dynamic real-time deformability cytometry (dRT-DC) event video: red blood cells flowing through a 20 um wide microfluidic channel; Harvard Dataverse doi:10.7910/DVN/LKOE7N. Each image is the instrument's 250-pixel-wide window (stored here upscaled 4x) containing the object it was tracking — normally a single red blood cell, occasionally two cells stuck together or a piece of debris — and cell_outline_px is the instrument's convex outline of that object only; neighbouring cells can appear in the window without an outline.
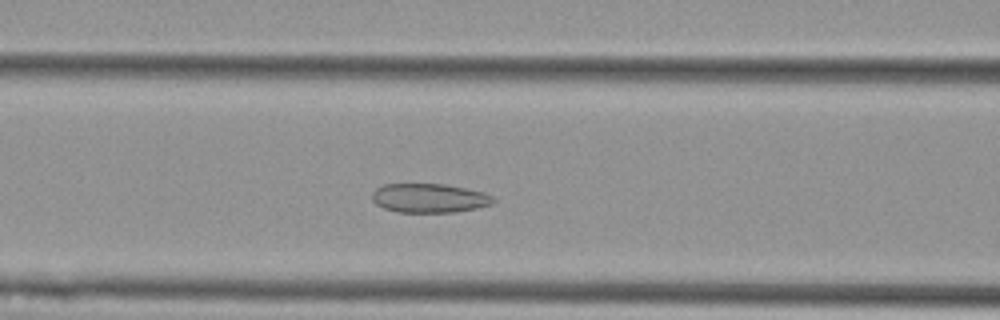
{"species": "Egyptian fruit bat (a non-hibernating species)", "species_latin": "Rousettus aegyptiacus", "temperature_condition": "cold", "stored_images_in_passage": 42, "camera_frame_rate_fps": 3000, "um_per_image_px": 0.085, "animal": {"sex": "female"}, "frame": {"image": 1, "passage_image": 15, "time_ms": 4.667, "image_size_px": [1000, 320], "cell_outline_px": [[496, 200], [492, 204], [476, 208], [452, 212], [396, 212], [384, 208], [376, 204], [372, 200], [372, 192], [376, 188], [384, 184], [444, 184], [484, 192], [492, 196]], "centroid_in_image_um": [36.47, 16.84], "position_along_channel_um": 130.1, "area_um2": 20.52}}
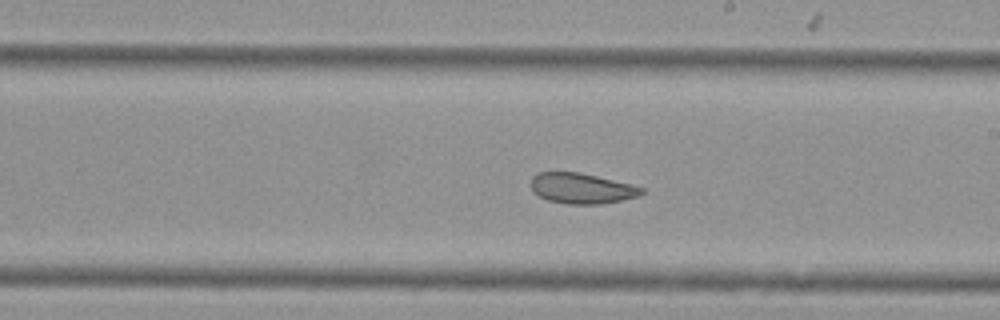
{"frame": {"image": 2, "passage_image": 24, "time_ms": 7.667, "image_size_px": [1000, 320], "cell_outline_px": [[644, 192], [640, 196], [600, 204], [568, 204], [548, 200], [532, 192], [532, 176], [540, 172], [580, 172], [632, 184], [644, 188]], "centroid_in_image_um": [49.46, 16.01], "position_along_channel_um": 239.5, "area_um2": 19.65}}
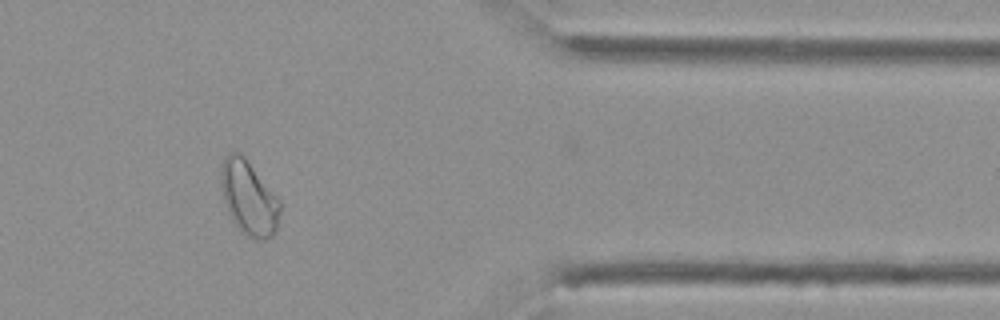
{"frame": {"image": 3, "passage_image": 38, "time_ms": 12.333, "image_size_px": [1000, 320], "cell_outline_px": [[280, 208], [276, 232], [272, 236], [264, 240], [256, 240], [240, 232], [232, 220], [228, 212], [224, 200], [220, 184], [220, 172], [224, 156], [228, 152], [240, 152], [244, 156], [280, 200]], "centroid_in_image_um": [21.13, 16.83], "position_along_channel_um": 390.3, "area_um2": 25.72}, "authors_computed_cell_mechanics": {"area_um2": 21.7039, "velocity_mm_per_s": 3.664, "shape_relaxation_time_tau1_ms": null, "shape_relaxation_time_tau2_ms": 2.7182, "deformation_change_tau1": null, "deformation_change_tau2": 0.0759}}